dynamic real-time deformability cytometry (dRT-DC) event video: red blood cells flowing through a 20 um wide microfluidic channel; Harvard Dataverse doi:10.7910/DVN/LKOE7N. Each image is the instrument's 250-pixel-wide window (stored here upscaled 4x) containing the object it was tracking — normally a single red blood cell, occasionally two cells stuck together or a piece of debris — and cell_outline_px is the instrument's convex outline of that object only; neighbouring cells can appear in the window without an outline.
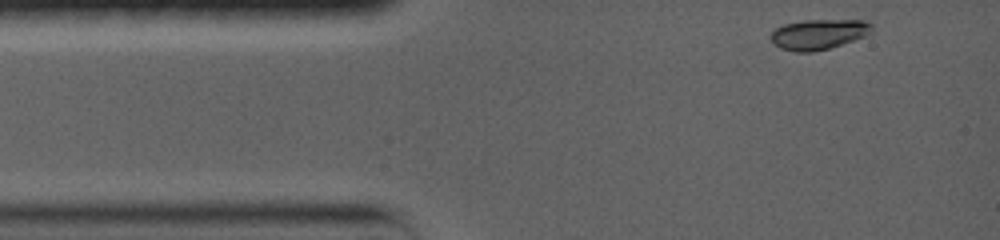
{"species": "common noctule bat (a hibernating species)", "species_latin": "Nyctalus noctula", "temperature_condition": "warm", "stored_images_in_passage": 32, "camera_frame_rate_fps": 5000, "um_per_image_px": 0.085, "animal": {"sex": "female", "body_mass_g": 19.0, "forearm_length_mm": 56.7}, "frame": {"image": 1, "passage_image": 1, "time_ms": 0.0, "image_size_px": [1000, 240], "cell_outline_px": [[872, 32], [864, 36], [828, 48], [812, 52], [796, 52], [780, 48], [768, 36], [776, 28], [784, 24], [804, 20], [868, 20], [872, 24]], "centroid_in_image_um": [69.58, 2.9], "position_along_channel_um": 15.4, "area_um2": 17.69}}
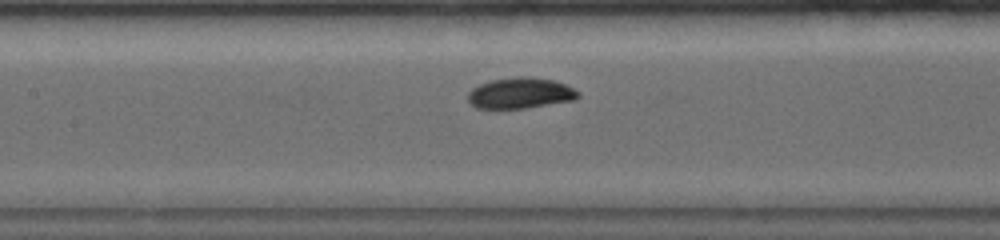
{"frame": {"image": 2, "passage_image": 16, "time_ms": 5.4, "image_size_px": [1000, 240], "cell_outline_px": [[580, 96], [576, 100], [524, 108], [476, 108], [468, 100], [468, 92], [472, 88], [480, 84], [492, 80], [516, 76], [532, 76], [552, 80], [564, 84], [580, 92]], "centroid_in_image_um": [44.24, 7.91], "position_along_channel_um": 163.2, "area_um2": 19.83}}
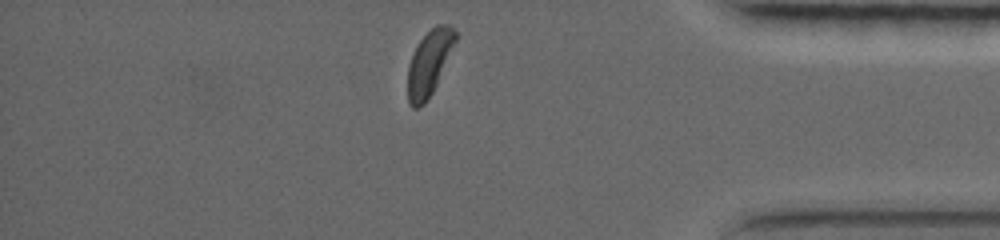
{"frame": {"image": 3, "passage_image": 32, "time_ms": 12.6, "image_size_px": [1000, 240], "cell_outline_px": [[456, 40], [436, 84], [432, 92], [424, 104], [416, 108], [412, 108], [408, 104], [408, 64], [412, 52], [420, 40], [436, 24], [448, 24], [456, 32]], "centroid_in_image_um": [36.45, 5.35], "position_along_channel_um": 398.8, "area_um2": 17.74}, "authors_computed_cell_mechanics": {"area_um2": 19.5942, "velocity_mm_per_s": 3.6137, "shape_relaxation_time_tau1_ms": 2.6552, "shape_relaxation_time_tau2_ms": null, "deformation_change_tau1": 0.0995, "deformation_change_tau2": null}}